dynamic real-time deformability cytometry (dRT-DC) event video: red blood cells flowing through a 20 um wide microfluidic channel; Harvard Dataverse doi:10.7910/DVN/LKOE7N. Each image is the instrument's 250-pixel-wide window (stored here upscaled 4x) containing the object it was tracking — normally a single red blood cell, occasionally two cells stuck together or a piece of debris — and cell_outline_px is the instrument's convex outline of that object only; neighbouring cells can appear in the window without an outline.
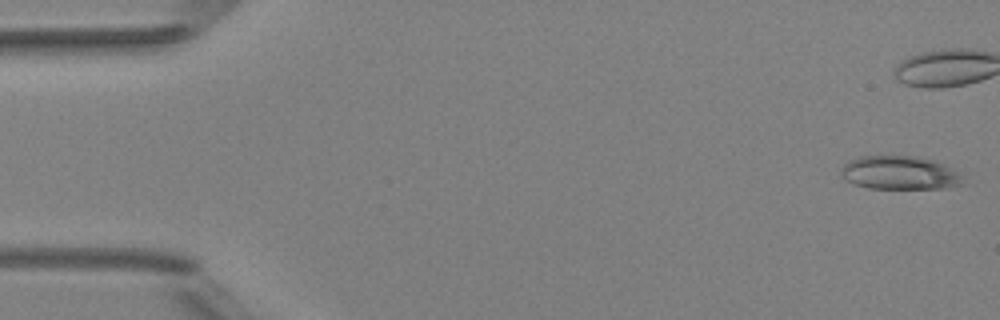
{"species": "Egyptian fruit bat (a non-hibernating species)", "species_latin": "Rousettus aegyptiacus", "temperature_condition": "room temperature", "stored_images_in_passage": 5, "camera_frame_rate_fps": 3000, "um_per_image_px": 0.085, "animal": {"sex": "female"}, "frame": {"image": 1, "passage_image": 1, "time_ms": 0.0, "image_size_px": [1000, 320], "cell_outline_px": [[968, 184], [944, 188], [868, 188], [856, 184], [840, 176], [840, 172], [844, 164], [848, 160], [860, 156], [916, 156], [936, 160], [968, 172]], "centroid_in_image_um": [76.69, 14.68], "position_along_channel_um": 8.3, "area_um2": 24.85}}